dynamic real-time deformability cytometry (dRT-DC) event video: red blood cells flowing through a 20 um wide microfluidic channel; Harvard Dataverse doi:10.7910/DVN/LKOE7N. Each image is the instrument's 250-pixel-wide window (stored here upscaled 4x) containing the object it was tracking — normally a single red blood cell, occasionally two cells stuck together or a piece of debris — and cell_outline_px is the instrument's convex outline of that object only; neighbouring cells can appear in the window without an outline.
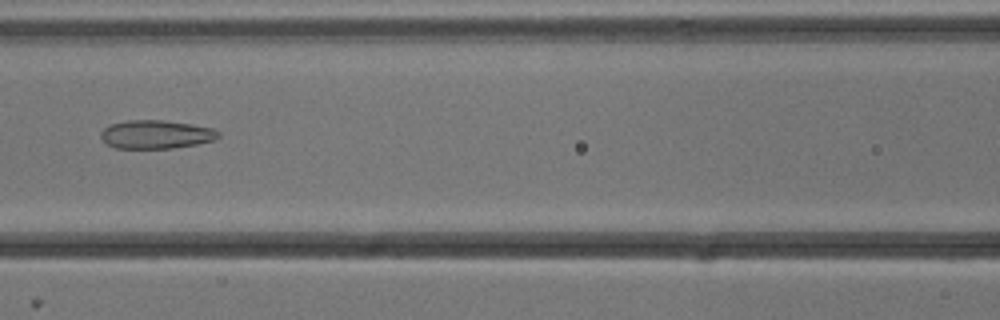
{"species": "common noctule bat (a hibernating species)", "species_latin": "Nyctalus noctula", "temperature_condition": "cold", "stored_images_in_passage": 48, "camera_frame_rate_fps": 3000, "um_per_image_px": 0.085, "animal": {"sex": "male", "body_mass_g": 13.3}, "frame": {"image": 1, "passage_image": 18, "time_ms": 5.667, "image_size_px": [1000, 320], "cell_outline_px": [[220, 136], [212, 140], [196, 144], [172, 148], [116, 148], [108, 144], [100, 136], [100, 132], [104, 128], [112, 124], [128, 120], [164, 120], [192, 124], [212, 128], [220, 132]], "centroid_in_image_um": [13.27, 11.42], "position_along_channel_um": 153.3, "area_um2": 19.36}}
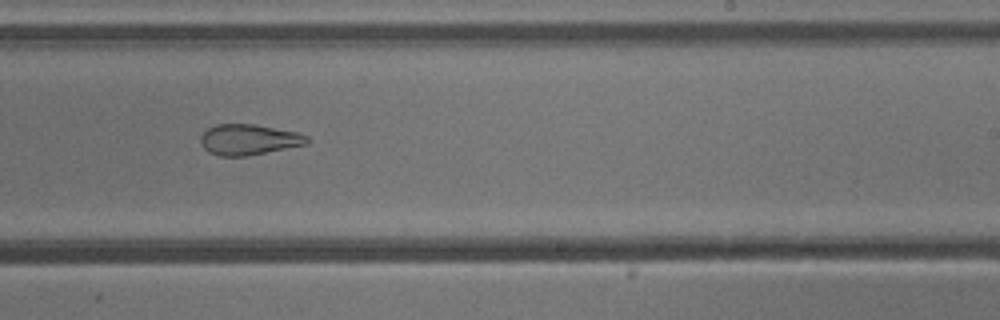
{"frame": {"image": 2, "passage_image": 27, "time_ms": 8.667, "image_size_px": [1000, 320], "cell_outline_px": [[312, 140], [308, 144], [248, 156], [220, 156], [208, 152], [200, 144], [200, 136], [208, 128], [216, 124], [256, 124], [296, 132], [308, 136]], "centroid_in_image_um": [21.16, 11.87], "position_along_channel_um": 267.8, "area_um2": 19.25}}
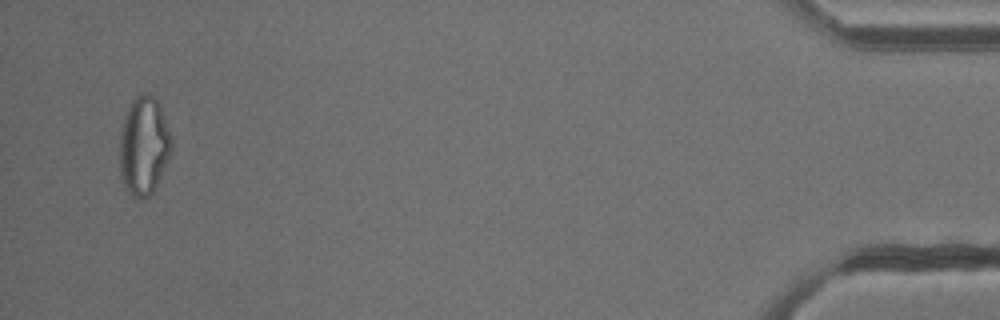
{"frame": {"image": 3, "passage_image": 46, "time_ms": 15.0, "image_size_px": [1000, 320], "cell_outline_px": [[172, 148], [168, 160], [156, 188], [148, 196], [140, 200], [136, 200], [128, 192], [124, 184], [120, 172], [120, 132], [124, 116], [132, 100], [140, 92], [152, 92], [160, 104], [172, 140]], "centroid_in_image_um": [12.23, 12.37], "position_along_channel_um": 423.0, "area_um2": 30.17}, "authors_computed_cell_mechanics": {"area_um2": 24.7673, "velocity_mm_per_s": 3.8422, "shape_relaxation_time_tau1_ms": null, "shape_relaxation_time_tau2_ms": 3.2038, "deformation_change_tau1": null, "deformation_change_tau2": 0.0934}}